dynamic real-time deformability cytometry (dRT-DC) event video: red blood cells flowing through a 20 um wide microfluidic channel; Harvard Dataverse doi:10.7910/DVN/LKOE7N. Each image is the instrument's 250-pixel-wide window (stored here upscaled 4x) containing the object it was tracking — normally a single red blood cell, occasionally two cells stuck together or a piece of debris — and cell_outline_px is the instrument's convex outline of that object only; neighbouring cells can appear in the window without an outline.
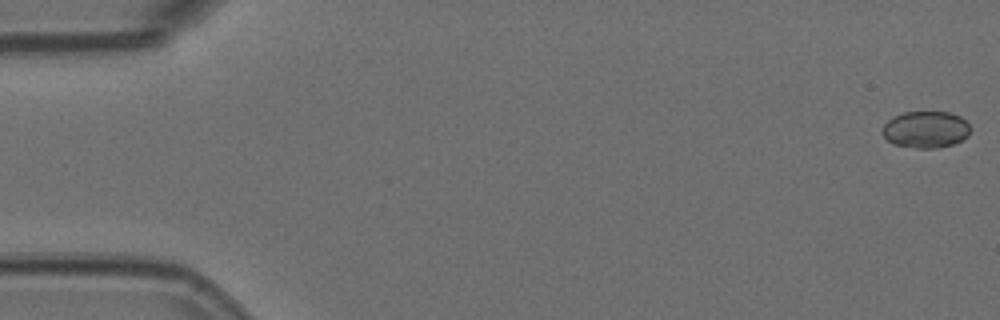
{"species": "Egyptian fruit bat (a non-hibernating species)", "species_latin": "Rousettus aegyptiacus", "temperature_condition": "room temperature", "stored_images_in_passage": 14, "camera_frame_rate_fps": 3000, "um_per_image_px": 0.085, "animal": {"sex": "female"}, "frame": {"image": 1, "passage_image": 1, "time_ms": 0.0, "image_size_px": [1000, 320], "cell_outline_px": [[972, 128], [968, 136], [952, 144], [936, 148], [916, 148], [892, 144], [880, 132], [884, 124], [892, 116], [904, 112], [948, 112], [960, 116]], "centroid_in_image_um": [78.66, 11.0], "position_along_channel_um": 6.3, "area_um2": 18.96}}
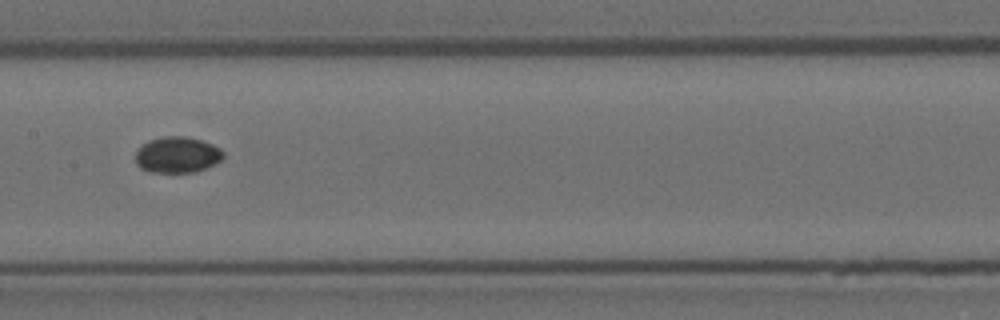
{"frame": {"image": 2, "passage_image": 8, "time_ms": 2.333, "image_size_px": [1000, 320], "cell_outline_px": [[224, 156], [216, 164], [196, 172], [148, 172], [140, 168], [136, 164], [136, 148], [148, 140], [164, 136], [184, 136], [200, 140], [212, 144], [220, 148], [224, 152]], "centroid_in_image_um": [15.05, 13.16], "position_along_channel_um": 192.4, "area_um2": 18.67}}
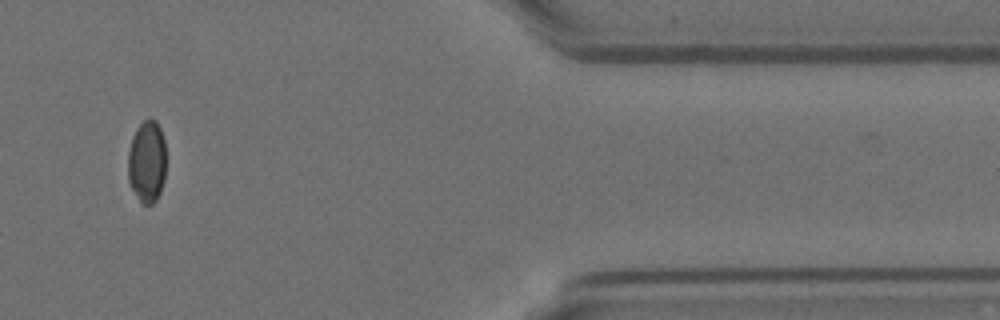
{"frame": {"image": 3, "passage_image": 13, "time_ms": 4.0, "image_size_px": [1000, 320], "cell_outline_px": [[164, 180], [160, 192], [156, 200], [152, 204], [140, 204], [128, 180], [128, 152], [132, 136], [136, 128], [144, 120], [156, 120], [160, 128], [164, 140]], "centroid_in_image_um": [12.47, 13.76], "position_along_channel_um": 398.9, "area_um2": 18.21}}